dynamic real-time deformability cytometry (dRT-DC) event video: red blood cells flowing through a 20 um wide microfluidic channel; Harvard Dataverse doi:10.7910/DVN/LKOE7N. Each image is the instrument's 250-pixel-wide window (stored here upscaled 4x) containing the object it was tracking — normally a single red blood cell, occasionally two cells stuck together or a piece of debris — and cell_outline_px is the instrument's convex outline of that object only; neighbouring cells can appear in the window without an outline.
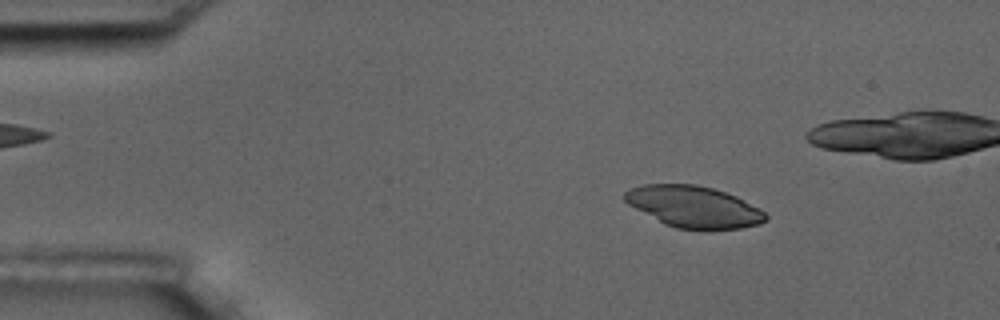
{"species": "common noctule bat (a hibernating species)", "species_latin": "Nyctalus noctula", "temperature_condition": "room temperature", "stored_images_in_passage": 50, "camera_frame_rate_fps": 3000, "um_per_image_px": 0.085, "animal": {"sex": "male", "body_mass_g": 17.5, "forearm_length_mm": 52.3}, "frame": {"image": 1, "passage_image": 8, "time_ms": 2.333, "image_size_px": [1000, 320], "cell_outline_px": [[768, 220], [760, 224], [740, 228], [676, 228], [664, 224], [628, 204], [624, 200], [624, 192], [628, 188], [644, 184], [696, 184], [712, 188], [736, 196], [760, 208], [768, 216]], "centroid_in_image_um": [58.96, 17.55], "position_along_channel_um": 26.0, "area_um2": 33.81}}